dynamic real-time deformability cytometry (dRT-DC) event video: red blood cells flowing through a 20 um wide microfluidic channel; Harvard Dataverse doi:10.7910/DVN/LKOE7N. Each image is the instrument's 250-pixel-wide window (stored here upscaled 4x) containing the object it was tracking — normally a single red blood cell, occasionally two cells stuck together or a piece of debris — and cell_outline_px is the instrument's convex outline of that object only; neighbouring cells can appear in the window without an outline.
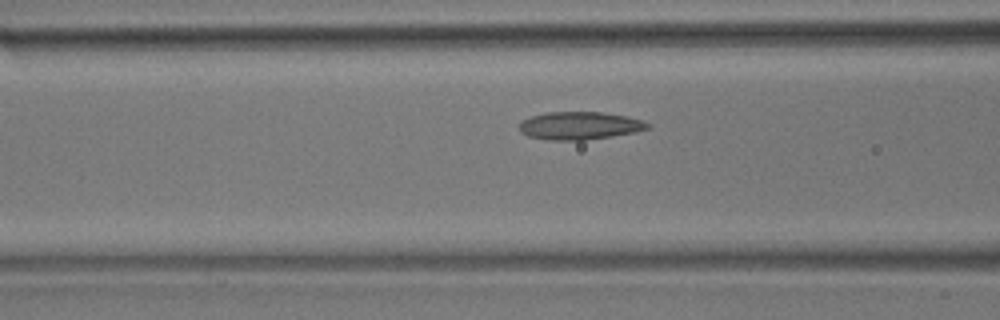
{"species": "common noctule bat (a hibernating species)", "species_latin": "Nyctalus noctula", "temperature_condition": "room temperature", "stored_images_in_passage": 12, "camera_frame_rate_fps": 3000, "um_per_image_px": 0.085, "animal": {"sex": "male", "body_mass_g": 17.9}, "frame": {"image": 1, "passage_image": 10, "time_ms": 3.0, "image_size_px": [1000, 320], "cell_outline_px": [[652, 128], [636, 132], [612, 136], [584, 140], [548, 140], [528, 136], [520, 132], [520, 124], [524, 120], [532, 116], [548, 112], [600, 112], [628, 116], [644, 120], [652, 124]], "centroid_in_image_um": [49.35, 10.68], "position_along_channel_um": 117.3, "area_um2": 20.92}}